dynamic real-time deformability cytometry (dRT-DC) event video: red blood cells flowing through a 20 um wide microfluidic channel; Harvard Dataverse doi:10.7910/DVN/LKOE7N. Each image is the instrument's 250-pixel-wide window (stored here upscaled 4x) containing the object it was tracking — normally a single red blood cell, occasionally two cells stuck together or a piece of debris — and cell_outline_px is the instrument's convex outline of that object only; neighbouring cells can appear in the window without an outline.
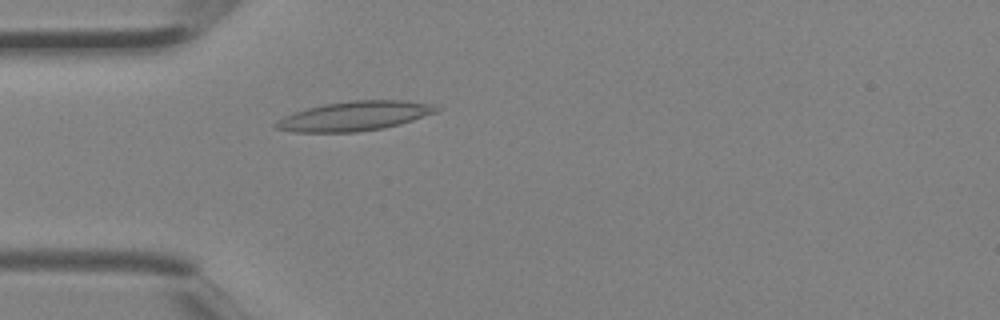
{"species": "Egyptian fruit bat (a non-hibernating species)", "species_latin": "Rousettus aegyptiacus", "temperature_condition": "room temperature", "stored_images_in_passage": 1, "camera_frame_rate_fps": 3000, "um_per_image_px": 0.085, "animal": {"sex": "female"}, "frame": {"image": 1, "passage_image": 1, "time_ms": 0.0, "image_size_px": [1000, 320], "cell_outline_px": [[440, 108], [436, 112], [400, 124], [384, 128], [356, 132], [296, 132], [276, 128], [272, 124], [284, 116], [308, 108], [324, 104], [356, 100], [404, 100], [432, 104]], "centroid_in_image_um": [30.14, 9.86], "position_along_channel_um": 54.9, "area_um2": 27.28}}